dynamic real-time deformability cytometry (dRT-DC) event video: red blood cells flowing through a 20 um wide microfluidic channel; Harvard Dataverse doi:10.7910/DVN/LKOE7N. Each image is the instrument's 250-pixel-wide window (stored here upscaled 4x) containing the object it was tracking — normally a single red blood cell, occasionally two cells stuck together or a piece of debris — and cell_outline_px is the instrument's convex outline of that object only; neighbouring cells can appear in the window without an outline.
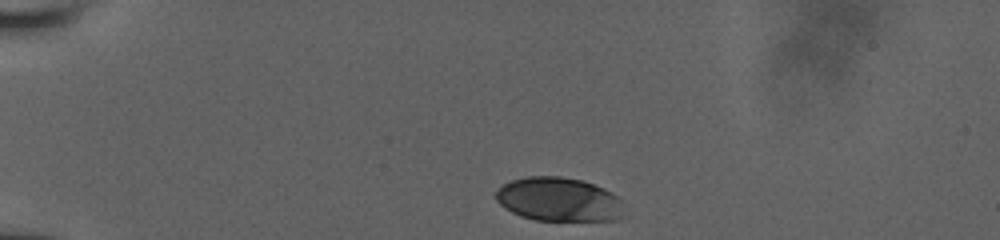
{"species": "human", "species_latin": "Homo sapiens", "temperature_condition": "room temperature", "stored_images_in_passage": 23, "camera_frame_rate_fps": 3000, "um_per_image_px": 0.085, "donor": {"sex": "male"}, "frame": {"image": 1, "passage_image": 1, "time_ms": 0.0, "image_size_px": [1000, 240], "cell_outline_px": [[620, 220], [536, 220], [520, 216], [504, 208], [496, 200], [496, 192], [504, 184], [512, 180], [528, 176], [560, 176], [584, 180], [604, 188], [616, 196], [620, 200]], "centroid_in_image_um": [47.46, 16.94], "position_along_channel_um": 37.5, "area_um2": 32.54}}
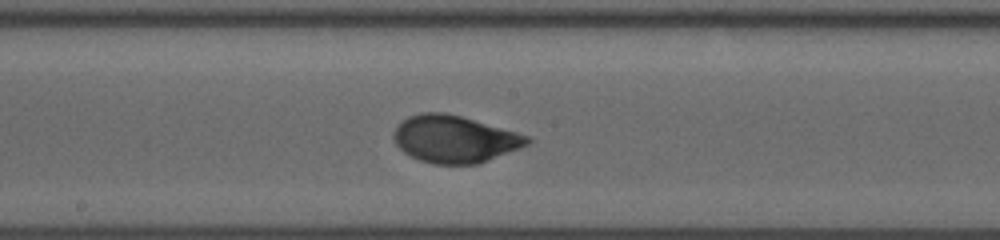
{"frame": {"image": 2, "passage_image": 10, "time_ms": 6.0, "image_size_px": [1000, 240], "cell_outline_px": [[532, 140], [528, 144], [520, 148], [476, 164], [432, 164], [420, 160], [404, 152], [396, 144], [392, 136], [392, 132], [408, 116], [420, 112], [444, 112], [460, 116], [532, 136]], "centroid_in_image_um": [38.64, 11.81], "position_along_channel_um": 209.6, "area_um2": 36.59}}
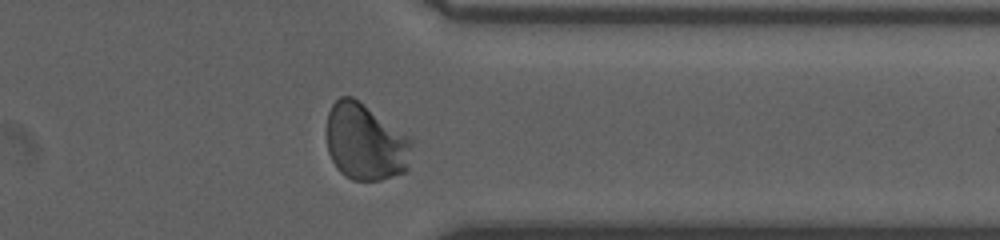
{"frame": {"image": 3, "passage_image": 19, "time_ms": 10.333, "image_size_px": [1000, 240], "cell_outline_px": [[416, 140], [408, 168], [404, 172], [380, 180], [352, 180], [344, 176], [336, 168], [328, 152], [328, 112], [332, 104], [340, 96], [352, 96]], "centroid_in_image_um": [31.11, 12.09], "position_along_channel_um": 380.3, "area_um2": 38.44}}